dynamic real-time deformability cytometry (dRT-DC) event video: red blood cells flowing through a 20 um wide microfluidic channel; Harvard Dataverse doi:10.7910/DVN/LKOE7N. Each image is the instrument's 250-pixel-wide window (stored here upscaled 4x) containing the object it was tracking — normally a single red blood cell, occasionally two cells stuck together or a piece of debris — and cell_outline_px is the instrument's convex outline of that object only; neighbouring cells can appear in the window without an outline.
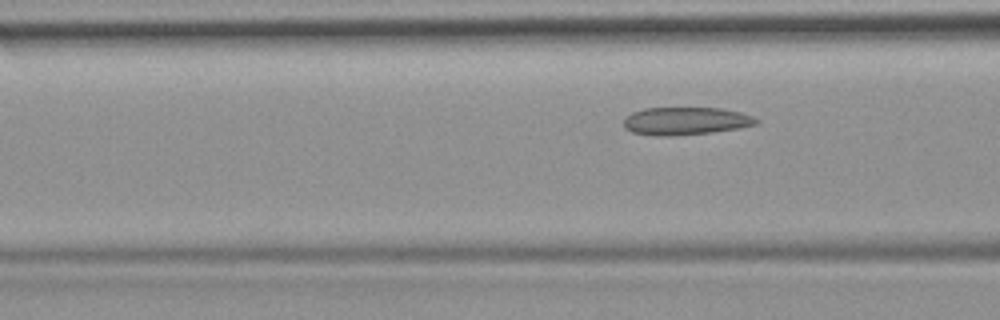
{"species": "common noctule bat (a hibernating species)", "species_latin": "Nyctalus noctula", "temperature_condition": "room temperature", "stored_images_in_passage": 6, "segment_of_instrument_passage": [2, 2], "camera_frame_rate_fps": 3000, "um_per_image_px": 0.085, "animal": {"sex": "female", "body_mass_g": 19.9}, "frame": {"image": 1, "passage_image": 6, "time_ms": 7.0, "image_size_px": [1000, 320], "cell_outline_px": [[760, 120], [756, 124], [740, 128], [712, 132], [672, 136], [656, 136], [632, 132], [624, 128], [624, 120], [632, 112], [644, 108], [720, 108], [740, 112], [752, 116]], "centroid_in_image_um": [58.28, 10.29], "position_along_channel_um": 108.3, "area_um2": 21.44}}